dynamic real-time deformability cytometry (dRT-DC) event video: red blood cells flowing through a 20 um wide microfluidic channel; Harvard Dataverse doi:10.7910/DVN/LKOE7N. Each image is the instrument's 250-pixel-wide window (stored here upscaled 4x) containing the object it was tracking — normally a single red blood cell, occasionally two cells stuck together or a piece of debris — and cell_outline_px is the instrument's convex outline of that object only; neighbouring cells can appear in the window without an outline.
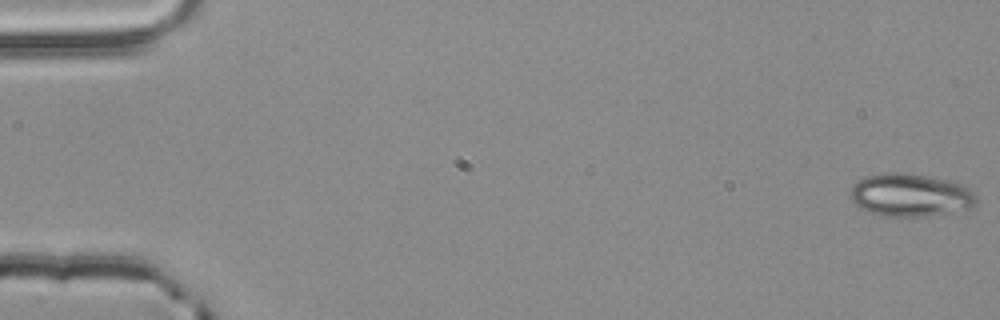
{"species": "common noctule bat (a hibernating species)", "species_latin": "Nyctalus noctula", "temperature_condition": "room temperature", "stored_images_in_passage": 6, "segment_of_instrument_passage": [1, 2], "camera_frame_rate_fps": 3000, "um_per_image_px": 0.085, "animal": {"sex": "male", "body_mass_g": 20.4}, "frame": {"image": 1, "passage_image": 1, "time_ms": 0.0, "image_size_px": [1000, 320], "cell_outline_px": [[976, 204], [972, 208], [924, 216], [880, 216], [868, 212], [860, 208], [852, 200], [852, 188], [860, 180], [868, 176], [888, 172], [900, 172], [948, 180], [960, 184], [968, 188], [976, 196]], "centroid_in_image_um": [77.39, 16.59], "position_along_channel_um": 7.6, "area_um2": 30.98}}